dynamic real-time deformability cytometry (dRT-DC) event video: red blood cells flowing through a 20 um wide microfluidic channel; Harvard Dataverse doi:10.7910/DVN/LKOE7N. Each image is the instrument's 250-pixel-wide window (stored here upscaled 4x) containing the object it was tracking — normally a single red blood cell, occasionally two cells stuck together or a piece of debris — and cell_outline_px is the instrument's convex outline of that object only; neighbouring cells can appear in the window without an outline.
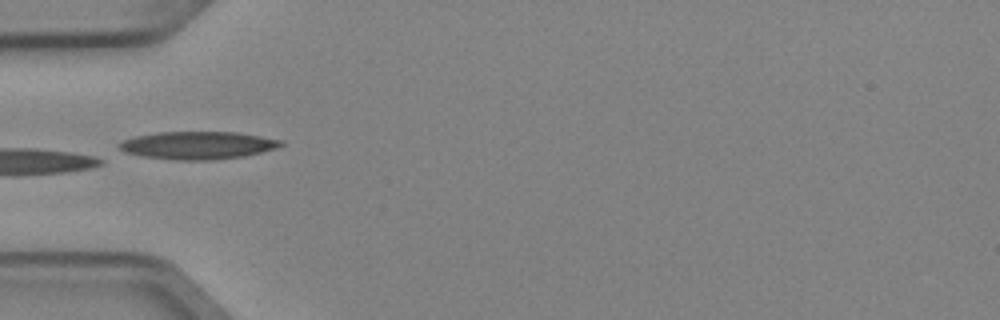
{"species": "Egyptian fruit bat (a non-hibernating species)", "species_latin": "Rousettus aegyptiacus", "temperature_condition": "cold", "stored_images_in_passage": 5, "camera_frame_rate_fps": 3000, "um_per_image_px": 0.085, "animal": {"sex": "female"}, "frame": {"image": 1, "passage_image": 4, "time_ms": 1.0, "image_size_px": [1000, 320], "cell_outline_px": [[284, 144], [276, 148], [244, 156], [208, 160], [176, 160], [144, 156], [124, 152], [116, 144], [120, 140], [136, 136], [156, 132], [236, 132], [284, 140]], "centroid_in_image_um": [16.79, 12.34], "position_along_channel_um": 68.2, "area_um2": 26.13}}
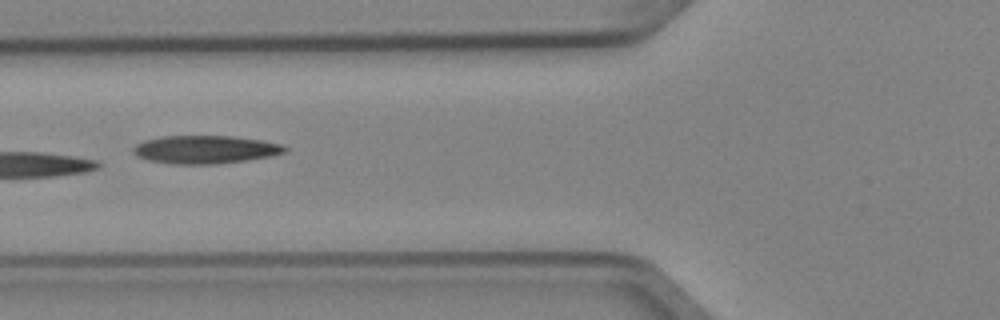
{"frame": {"image": 2, "passage_image": 5, "time_ms": 1.333, "image_size_px": [1000, 320], "cell_outline_px": [[288, 148], [284, 152], [272, 156], [216, 164], [172, 164], [148, 160], [136, 156], [132, 152], [132, 148], [136, 144], [144, 140], [164, 136], [232, 136], [260, 140], [280, 144]], "centroid_in_image_um": [17.39, 12.71], "position_along_channel_um": 108.4, "area_um2": 24.74}}